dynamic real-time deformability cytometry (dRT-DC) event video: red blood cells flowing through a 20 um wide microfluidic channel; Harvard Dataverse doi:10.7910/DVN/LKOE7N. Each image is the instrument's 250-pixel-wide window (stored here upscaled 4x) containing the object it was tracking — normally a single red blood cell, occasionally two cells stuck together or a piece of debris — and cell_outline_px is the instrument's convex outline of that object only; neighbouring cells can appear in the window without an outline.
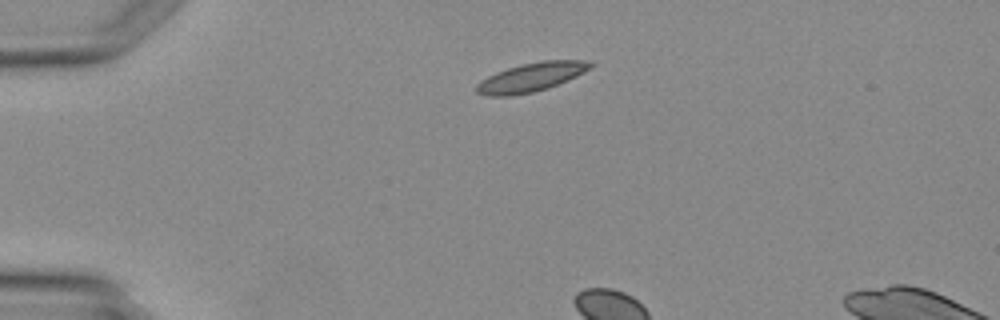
{"species": "Egyptian fruit bat (a non-hibernating species)", "species_latin": "Rousettus aegyptiacus", "temperature_condition": "warm", "stored_images_in_passage": 3, "camera_frame_rate_fps": 3000, "um_per_image_px": 0.085, "animal": {"sex": "female"}, "frame": {"image": 1, "passage_image": 2, "time_ms": 1.333, "image_size_px": [1000, 320], "cell_outline_px": [[596, 64], [592, 68], [576, 76], [548, 88], [532, 92], [512, 96], [488, 96], [476, 92], [476, 84], [480, 80], [496, 72], [520, 64], [540, 60], [592, 60]], "centroid_in_image_um": [45.18, 6.54], "position_along_channel_um": 39.8, "area_um2": 19.36}}